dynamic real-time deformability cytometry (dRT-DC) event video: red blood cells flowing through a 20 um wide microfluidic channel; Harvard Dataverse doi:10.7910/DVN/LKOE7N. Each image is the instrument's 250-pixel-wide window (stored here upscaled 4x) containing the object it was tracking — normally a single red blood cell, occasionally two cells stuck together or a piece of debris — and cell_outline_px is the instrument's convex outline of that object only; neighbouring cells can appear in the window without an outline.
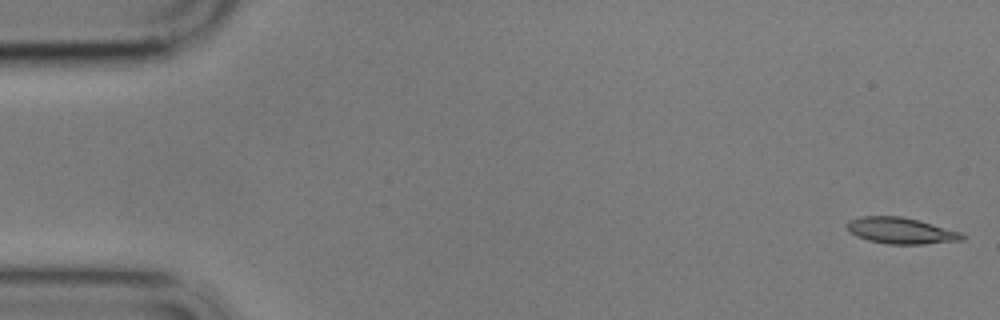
{"species": "common noctule bat (a hibernating species)", "species_latin": "Nyctalus noctula", "temperature_condition": "cold", "stored_images_in_passage": 7, "camera_frame_rate_fps": 3000, "um_per_image_px": 0.085, "animal": {"sex": "male", "body_mass_g": 17.9}, "frame": {"image": 1, "passage_image": 1, "time_ms": 0.0, "image_size_px": [1000, 320], "cell_outline_px": [[968, 236], [964, 240], [924, 244], [888, 244], [868, 240], [856, 236], [848, 232], [848, 220], [860, 216], [900, 216], [932, 224], [960, 232]], "centroid_in_image_um": [76.57, 19.61], "position_along_channel_um": 8.4, "area_um2": 17.57}}
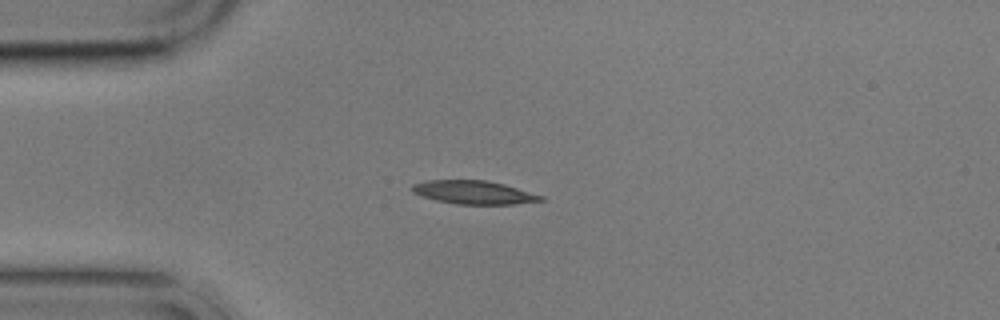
{"frame": {"image": 2, "passage_image": 5, "time_ms": 4.333, "image_size_px": [1000, 320], "cell_outline_px": [[544, 200], [516, 204], [456, 204], [436, 200], [412, 192], [412, 184], [428, 180], [488, 180], [504, 184], [544, 196]], "centroid_in_image_um": [40.29, 16.35], "position_along_channel_um": 44.7, "area_um2": 17.46}}